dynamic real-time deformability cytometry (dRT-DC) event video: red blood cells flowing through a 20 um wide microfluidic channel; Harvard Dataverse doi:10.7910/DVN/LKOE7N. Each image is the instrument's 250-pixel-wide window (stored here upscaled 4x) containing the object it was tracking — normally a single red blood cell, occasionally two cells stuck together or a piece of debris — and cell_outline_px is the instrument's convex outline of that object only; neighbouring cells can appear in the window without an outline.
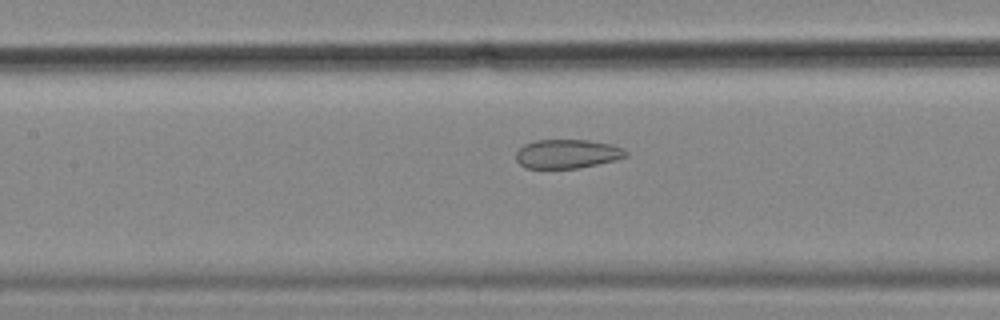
{"species": "common noctule bat (a hibernating species)", "species_latin": "Nyctalus noctula", "temperature_condition": "cold", "stored_images_in_passage": 56, "camera_frame_rate_fps": 3000, "um_per_image_px": 0.085, "animal": {"sex": "female", "body_mass_g": 18.4}, "frame": {"image": 1, "passage_image": 25, "time_ms": 8.0, "image_size_px": [1000, 320], "cell_outline_px": [[628, 156], [616, 160], [576, 168], [524, 168], [516, 160], [516, 152], [524, 144], [536, 140], [588, 140], [612, 144], [624, 148], [628, 152]], "centroid_in_image_um": [48.23, 13.07], "position_along_channel_um": 159.2, "area_um2": 18.61}}
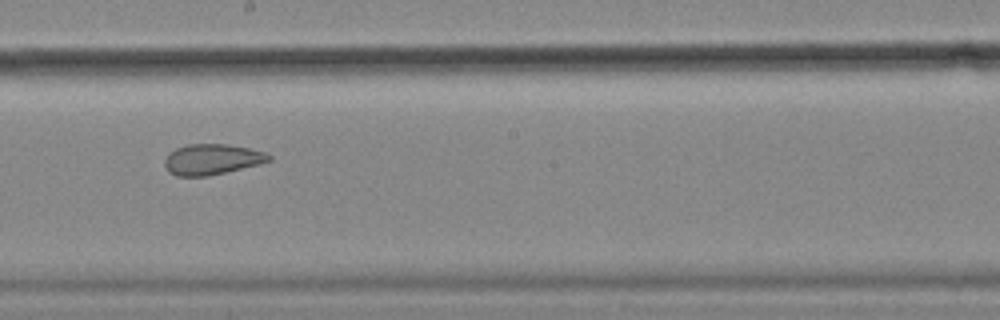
{"frame": {"image": 2, "passage_image": 31, "time_ms": 10.0, "image_size_px": [1000, 320], "cell_outline_px": [[272, 160], [260, 164], [208, 176], [176, 176], [168, 172], [164, 164], [164, 160], [176, 148], [188, 144], [228, 144], [248, 148], [264, 152], [272, 156]], "centroid_in_image_um": [18.03, 13.55], "position_along_channel_um": 230.2, "area_um2": 18.55}}
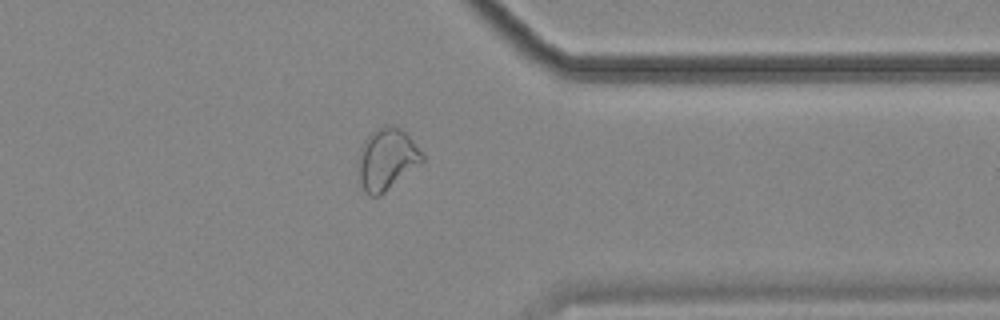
{"frame": {"image": 3, "passage_image": 44, "time_ms": 14.333, "image_size_px": [1000, 320], "cell_outline_px": [[424, 160], [420, 164], [380, 196], [368, 196], [364, 192], [360, 180], [360, 148], [364, 140], [372, 132], [384, 124], [392, 124], [400, 128], [412, 140], [424, 156]], "centroid_in_image_um": [32.88, 13.52], "position_along_channel_um": 378.5, "area_um2": 22.66}, "authors_computed_cell_mechanics": {"area_um2": 24.0448, "velocity_mm_per_s": 3.5716, "shape_relaxation_time_tau1_ms": null, "shape_relaxation_time_tau2_ms": 1.927, "deformation_change_tau1": null, "deformation_change_tau2": 0.0839}}